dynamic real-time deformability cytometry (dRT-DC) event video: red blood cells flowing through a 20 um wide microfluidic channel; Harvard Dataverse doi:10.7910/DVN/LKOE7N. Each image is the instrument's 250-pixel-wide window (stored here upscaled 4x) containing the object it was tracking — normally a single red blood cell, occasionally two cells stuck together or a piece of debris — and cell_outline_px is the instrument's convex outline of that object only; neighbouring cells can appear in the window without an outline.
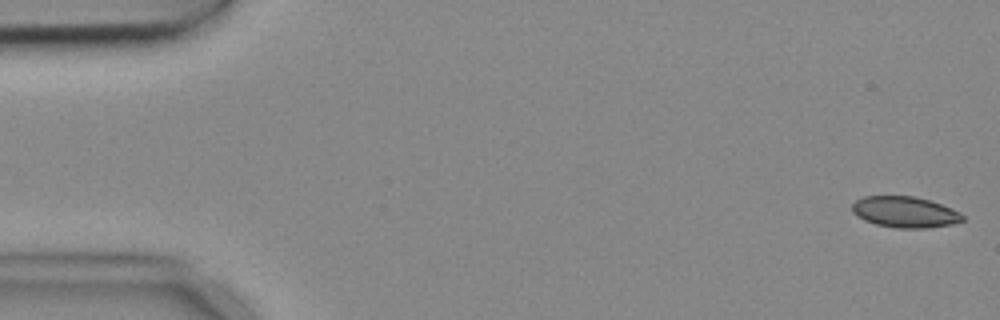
{"species": "common noctule bat (a hibernating species)", "species_latin": "Nyctalus noctula", "temperature_condition": "cold", "stored_images_in_passage": 6, "camera_frame_rate_fps": 3000, "um_per_image_px": 0.085, "animal": {"sex": "female", "body_mass_g": 18.4}, "frame": {"image": 1, "passage_image": 1, "time_ms": 0.0, "image_size_px": [1000, 320], "cell_outline_px": [[964, 220], [952, 224], [924, 228], [896, 228], [876, 224], [864, 220], [856, 216], [852, 212], [852, 204], [856, 200], [864, 196], [916, 196], [952, 208], [960, 212], [964, 216]], "centroid_in_image_um": [76.9, 18.02], "position_along_channel_um": 8.1, "area_um2": 20.0}}
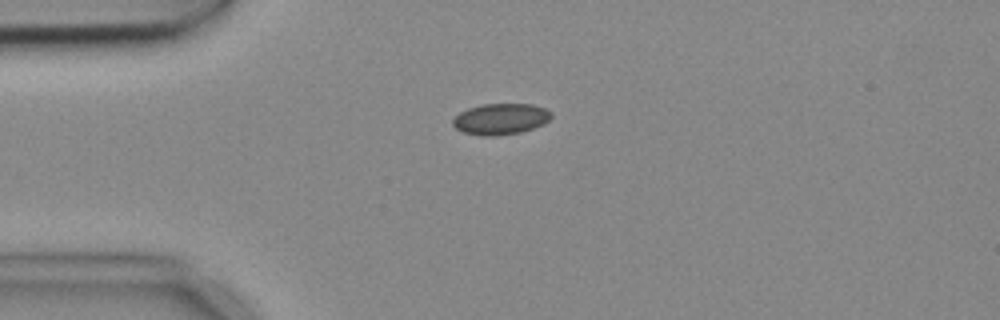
{"frame": {"image": 2, "passage_image": 6, "time_ms": 1.667, "image_size_px": [1000, 320], "cell_outline_px": [[552, 116], [544, 124], [520, 132], [496, 136], [480, 136], [464, 132], [456, 128], [452, 124], [452, 120], [460, 112], [468, 108], [480, 104], [532, 104], [544, 108], [552, 112]], "centroid_in_image_um": [42.54, 10.11], "position_along_channel_um": 42.5, "area_um2": 17.86}}